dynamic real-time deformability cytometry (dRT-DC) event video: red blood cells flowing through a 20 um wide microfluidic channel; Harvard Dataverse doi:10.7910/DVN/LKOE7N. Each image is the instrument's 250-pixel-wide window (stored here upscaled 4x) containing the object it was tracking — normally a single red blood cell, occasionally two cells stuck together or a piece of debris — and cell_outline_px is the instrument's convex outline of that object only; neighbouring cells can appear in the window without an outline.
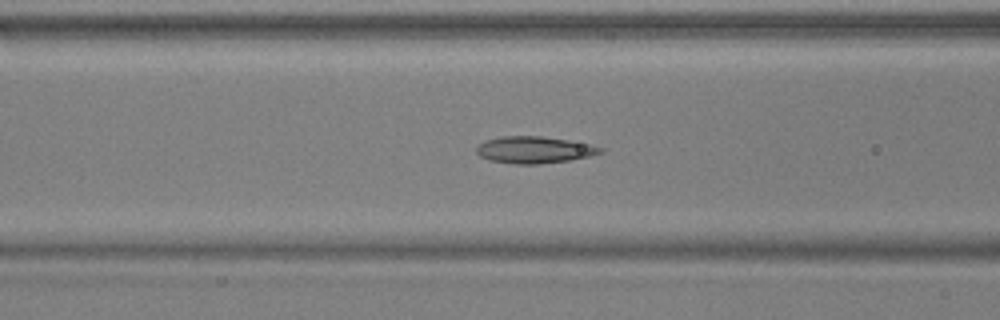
{"species": "common noctule bat (a hibernating species)", "species_latin": "Nyctalus noctula", "temperature_condition": "warm", "stored_images_in_passage": 55, "camera_frame_rate_fps": 3000, "um_per_image_px": 0.085, "animal": {"sex": "male", "body_mass_g": 17.9, "forearm_length_mm": 54.2}, "frame": {"image": 1, "passage_image": 22, "time_ms": 7.0, "image_size_px": [1000, 320], "cell_outline_px": [[604, 152], [588, 156], [568, 160], [540, 164], [516, 164], [488, 160], [480, 156], [476, 152], [476, 148], [480, 144], [488, 140], [500, 136], [540, 136], [568, 140], [588, 144], [604, 148]], "centroid_in_image_um": [45.4, 12.74], "position_along_channel_um": 121.2, "area_um2": 19.19}}
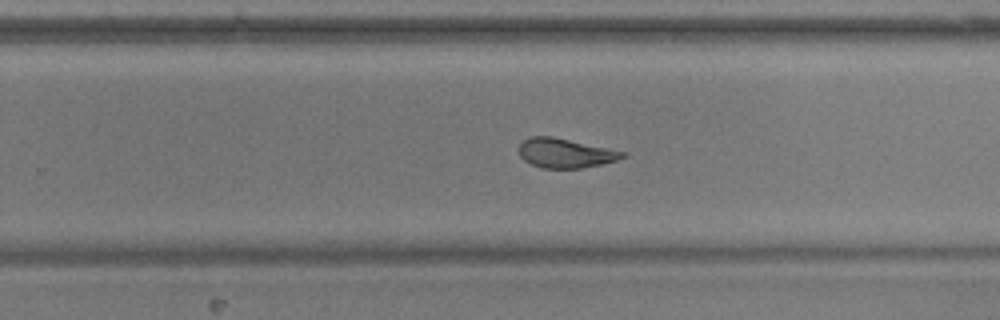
{"frame": {"image": 2, "passage_image": 35, "time_ms": 11.333, "image_size_px": [1000, 320], "cell_outline_px": [[628, 156], [616, 160], [600, 164], [580, 168], [544, 168], [532, 164], [524, 160], [520, 156], [520, 144], [528, 136], [552, 136], [608, 148], [624, 152]], "centroid_in_image_um": [48.04, 13.0], "position_along_channel_um": 281.8, "area_um2": 17.51}}
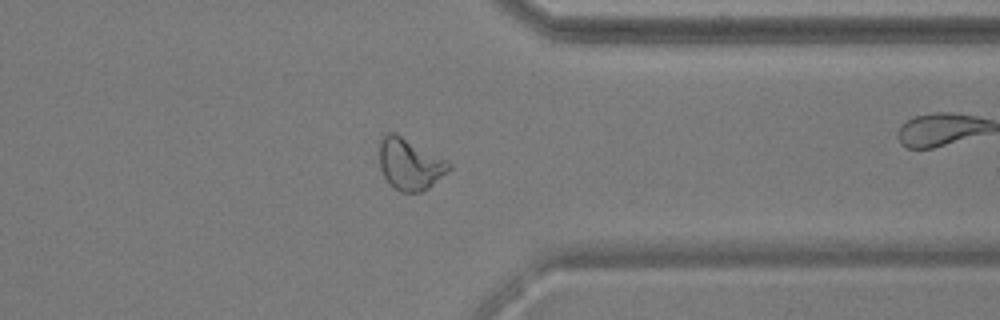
{"frame": {"image": 3, "passage_image": 43, "time_ms": 14.0, "image_size_px": [1000, 320], "cell_outline_px": [[452, 168], [428, 188], [420, 192], [400, 192], [384, 176], [380, 168], [380, 140], [388, 132], [396, 132], [448, 160], [452, 164]], "centroid_in_image_um": [34.87, 13.92], "position_along_channel_um": 376.5, "area_um2": 20.81}, "authors_computed_cell_mechanics": {"area_um2": 19.7676, "velocity_mm_per_s": 3.7058, "shape_relaxation_time_tau1_ms": 5.8794, "shape_relaxation_time_tau2_ms": 1.7929, "deformation_change_tau1": 0.1858, "deformation_change_tau2": 0.0781}}